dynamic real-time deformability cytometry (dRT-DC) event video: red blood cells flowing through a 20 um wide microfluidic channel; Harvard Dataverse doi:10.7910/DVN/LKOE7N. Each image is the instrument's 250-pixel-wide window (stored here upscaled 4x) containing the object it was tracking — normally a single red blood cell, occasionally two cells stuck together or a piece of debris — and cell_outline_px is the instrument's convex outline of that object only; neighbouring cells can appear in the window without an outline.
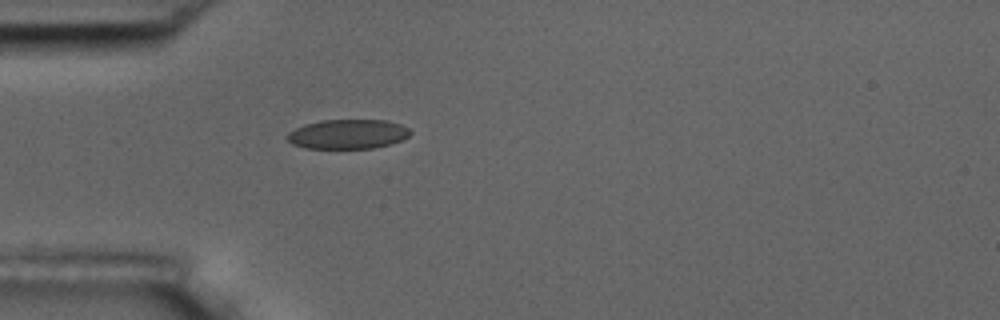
{"species": "common noctule bat (a hibernating species)", "species_latin": "Nyctalus noctula", "temperature_condition": "room temperature", "stored_images_in_passage": 41, "camera_frame_rate_fps": 3000, "um_per_image_px": 0.085, "animal": {"sex": "male", "body_mass_g": 17.5, "forearm_length_mm": 52.3}, "frame": {"image": 1, "passage_image": 1, "time_ms": 0.0, "image_size_px": [1000, 320], "cell_outline_px": [[412, 132], [408, 136], [400, 140], [388, 144], [372, 148], [304, 148], [292, 144], [284, 136], [288, 132], [304, 124], [320, 120], [388, 120], [400, 124], [408, 128]], "centroid_in_image_um": [29.52, 11.39], "position_along_channel_um": 55.5, "area_um2": 21.15}}
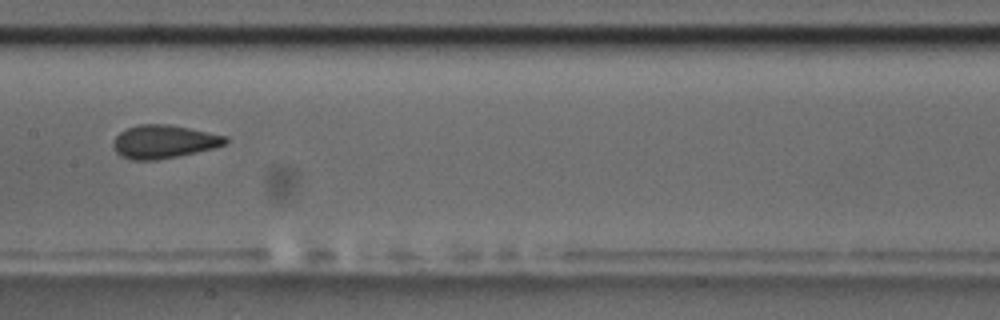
{"frame": {"image": 2, "passage_image": 13, "time_ms": 4.0, "image_size_px": [1000, 320], "cell_outline_px": [[228, 140], [224, 144], [212, 148], [196, 152], [156, 160], [132, 160], [120, 156], [112, 148], [112, 144], [116, 136], [120, 132], [136, 124], [168, 124], [228, 136]], "centroid_in_image_um": [13.88, 12.04], "position_along_channel_um": 193.5, "area_um2": 21.68}}
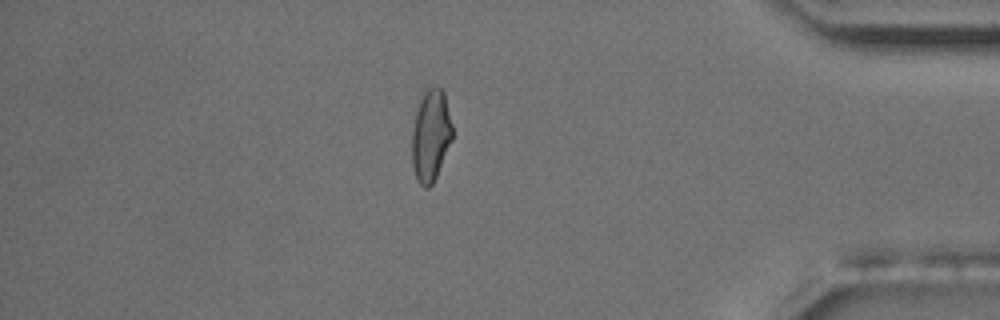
{"frame": {"image": 3, "passage_image": 33, "time_ms": 10.667, "image_size_px": [1000, 320], "cell_outline_px": [[452, 140], [436, 176], [432, 184], [428, 188], [424, 188], [420, 184], [416, 176], [412, 164], [412, 132], [420, 92], [428, 88], [440, 88], [444, 92], [452, 124]], "centroid_in_image_um": [36.6, 11.49], "position_along_channel_um": 398.6, "area_um2": 21.62}, "authors_computed_cell_mechanics": {"area_um2": 21.6172, "velocity_mm_per_s": 3.5961, "shape_relaxation_time_tau1_ms": null, "shape_relaxation_time_tau2_ms": 1.3671, "deformation_change_tau1": null, "deformation_change_tau2": 0.0771}}